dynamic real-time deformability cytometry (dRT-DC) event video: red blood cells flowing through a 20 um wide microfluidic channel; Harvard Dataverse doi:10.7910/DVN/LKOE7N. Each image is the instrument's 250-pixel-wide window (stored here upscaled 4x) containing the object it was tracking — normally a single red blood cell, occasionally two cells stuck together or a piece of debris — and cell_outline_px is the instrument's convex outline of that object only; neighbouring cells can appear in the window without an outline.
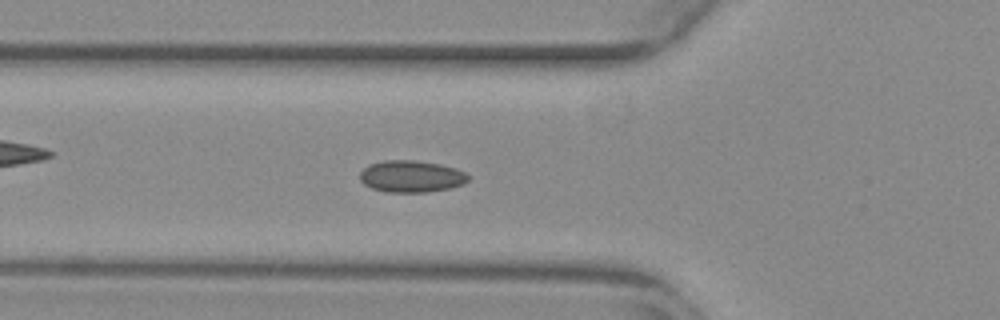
{"species": "common noctule bat (a hibernating species)", "species_latin": "Nyctalus noctula", "temperature_condition": "warm", "stored_images_in_passage": 54, "camera_frame_rate_fps": 3000, "um_per_image_px": 0.085, "animal": {"sex": "female", "body_mass_g": 29.2, "forearm_length_mm": 56.3}, "frame": {"image": 1, "passage_image": 19, "time_ms": 6.0, "image_size_px": [1000, 320], "cell_outline_px": [[468, 180], [464, 184], [452, 188], [428, 192], [384, 192], [372, 188], [364, 184], [360, 180], [360, 172], [368, 164], [384, 160], [416, 160], [440, 164], [456, 168], [464, 172], [468, 176]], "centroid_in_image_um": [34.95, 14.99], "position_along_channel_um": 90.8, "area_um2": 20.29}}
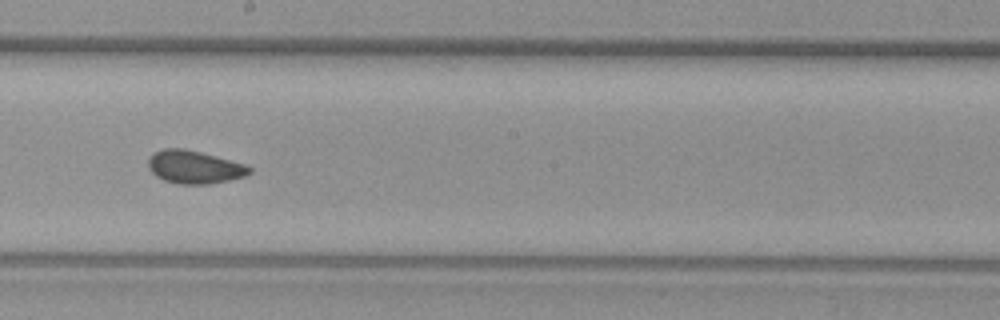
{"frame": {"image": 2, "passage_image": 30, "time_ms": 9.667, "image_size_px": [1000, 320], "cell_outline_px": [[252, 172], [244, 176], [228, 180], [208, 184], [176, 184], [164, 180], [156, 176], [148, 168], [148, 156], [164, 148], [184, 148], [248, 164], [252, 168]], "centroid_in_image_um": [16.52, 14.2], "position_along_channel_um": 231.7, "area_um2": 19.59}}
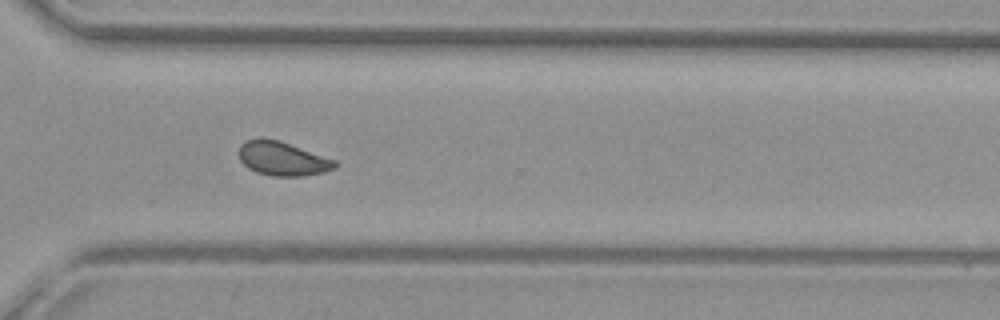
{"frame": {"image": 3, "passage_image": 39, "time_ms": 12.667, "image_size_px": [1000, 320], "cell_outline_px": [[336, 168], [324, 172], [304, 176], [272, 176], [256, 172], [248, 168], [240, 160], [240, 144], [244, 140], [256, 136], [260, 136], [280, 140], [336, 160]], "centroid_in_image_um": [23.98, 13.46], "position_along_channel_um": 346.6, "area_um2": 19.36}, "authors_computed_cell_mechanics": {"area_um2": 19.3341, "velocity_mm_per_s": 3.8297, "shape_relaxation_time_tau1_ms": null, "shape_relaxation_time_tau2_ms": 1.5044, "deformation_change_tau1": null, "deformation_change_tau2": 0.0568}}